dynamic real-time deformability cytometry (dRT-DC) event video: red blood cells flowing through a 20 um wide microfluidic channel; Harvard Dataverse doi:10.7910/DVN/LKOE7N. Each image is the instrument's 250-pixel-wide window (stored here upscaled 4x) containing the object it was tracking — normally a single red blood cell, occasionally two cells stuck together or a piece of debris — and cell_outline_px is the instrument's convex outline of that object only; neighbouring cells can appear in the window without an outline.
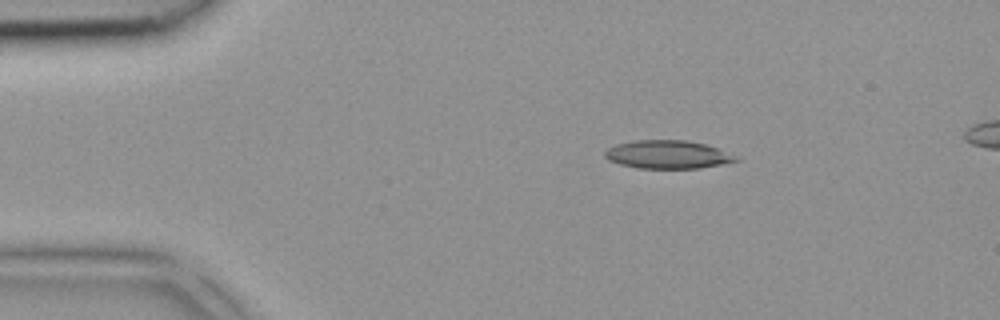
{"species": "common noctule bat (a hibernating species)", "species_latin": "Nyctalus noctula", "temperature_condition": "room temperature", "stored_images_in_passage": 4, "camera_frame_rate_fps": 3000, "um_per_image_px": 0.085, "animal": {"sex": "female", "body_mass_g": 18.4}, "frame": {"image": 1, "passage_image": 2, "time_ms": 0.333, "image_size_px": [1000, 320], "cell_outline_px": [[740, 160], [724, 164], [700, 168], [636, 168], [620, 164], [608, 160], [604, 156], [604, 152], [608, 148], [616, 144], [636, 140], [684, 140], [704, 144], [716, 148], [736, 156]], "centroid_in_image_um": [56.72, 13.14], "position_along_channel_um": 28.3, "area_um2": 21.44}}